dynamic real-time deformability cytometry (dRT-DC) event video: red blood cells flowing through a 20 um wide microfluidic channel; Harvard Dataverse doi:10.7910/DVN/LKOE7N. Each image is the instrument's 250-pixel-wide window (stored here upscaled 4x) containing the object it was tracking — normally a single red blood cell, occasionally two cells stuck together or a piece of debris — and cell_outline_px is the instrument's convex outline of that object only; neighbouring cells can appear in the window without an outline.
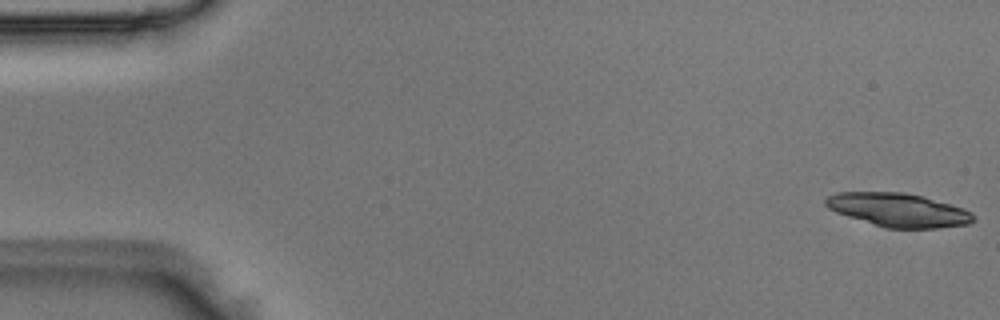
{"species": "Egyptian fruit bat (a non-hibernating species)", "species_latin": "Rousettus aegyptiacus", "temperature_condition": "room temperature", "stored_images_in_passage": 11, "camera_frame_rate_fps": 3000, "um_per_image_px": 0.085, "animal": {"sex": "male"}, "frame": {"image": 1, "passage_image": 1, "time_ms": 0.0, "image_size_px": [1000, 320], "cell_outline_px": [[976, 220], [968, 224], [936, 228], [888, 228], [848, 216], [836, 212], [828, 208], [824, 204], [824, 200], [828, 196], [836, 192], [904, 192], [924, 196], [964, 208], [972, 212], [976, 216]], "centroid_in_image_um": [76.39, 17.83], "position_along_channel_um": 8.6, "area_um2": 28.96}}